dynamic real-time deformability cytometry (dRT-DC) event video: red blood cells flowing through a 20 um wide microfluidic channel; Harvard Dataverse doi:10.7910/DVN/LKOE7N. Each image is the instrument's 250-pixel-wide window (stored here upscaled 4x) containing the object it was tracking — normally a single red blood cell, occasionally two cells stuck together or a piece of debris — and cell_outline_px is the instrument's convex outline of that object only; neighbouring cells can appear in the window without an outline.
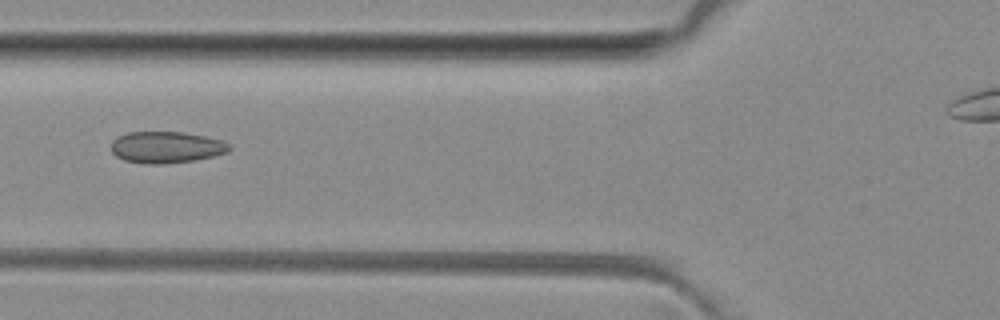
{"species": "common noctule bat (a hibernating species)", "species_latin": "Nyctalus noctula", "temperature_condition": "room temperature", "stored_images_in_passage": 2, "camera_frame_rate_fps": 3000, "um_per_image_px": 0.085, "animal": {"sex": "female", "body_mass_g": 29.2, "forearm_length_mm": 56.3}, "frame": {"image": 1, "passage_image": 2, "time_ms": 1.0, "image_size_px": [1000, 320], "cell_outline_px": [[232, 148], [228, 152], [196, 160], [164, 164], [144, 164], [124, 160], [116, 156], [112, 152], [112, 140], [116, 136], [128, 132], [184, 132], [204, 136], [220, 140], [228, 144]], "centroid_in_image_um": [14.11, 12.52], "position_along_channel_um": 111.7, "area_um2": 21.79}}